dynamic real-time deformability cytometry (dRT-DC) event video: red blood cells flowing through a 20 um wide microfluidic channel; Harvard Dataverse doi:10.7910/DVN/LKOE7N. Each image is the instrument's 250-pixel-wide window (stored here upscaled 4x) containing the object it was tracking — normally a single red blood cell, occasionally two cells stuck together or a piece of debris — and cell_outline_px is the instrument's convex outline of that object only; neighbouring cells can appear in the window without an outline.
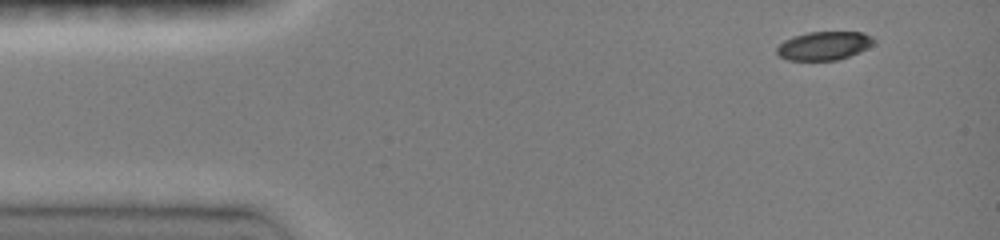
{"species": "common noctule bat (a hibernating species)", "species_latin": "Nyctalus noctula", "temperature_condition": "room temperature", "stored_images_in_passage": 13, "camera_frame_rate_fps": 3000, "um_per_image_px": 0.085, "animal": {"sex": "female", "body_mass_g": 19.0, "forearm_length_mm": 51.5}, "frame": {"image": 1, "passage_image": 1, "time_ms": 0.0, "image_size_px": [1000, 240], "cell_outline_px": [[876, 40], [868, 48], [848, 56], [836, 60], [788, 60], [780, 56], [776, 52], [776, 48], [784, 40], [792, 36], [808, 32], [864, 32], [872, 36]], "centroid_in_image_um": [70.04, 3.87], "position_along_channel_um": 15.0, "area_um2": 16.13}}
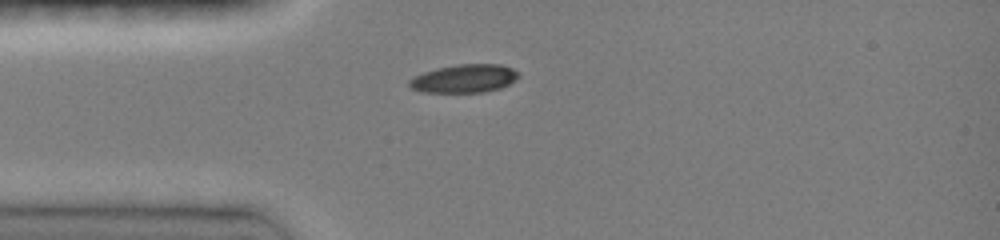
{"frame": {"image": 2, "passage_image": 4, "time_ms": 2.667, "image_size_px": [1000, 240], "cell_outline_px": [[520, 76], [516, 80], [500, 88], [484, 92], [424, 92], [412, 88], [408, 84], [408, 80], [424, 72], [436, 68], [460, 64], [500, 64], [512, 68], [520, 72]], "centroid_in_image_um": [39.51, 6.67], "position_along_channel_um": 45.5, "area_um2": 17.98}}